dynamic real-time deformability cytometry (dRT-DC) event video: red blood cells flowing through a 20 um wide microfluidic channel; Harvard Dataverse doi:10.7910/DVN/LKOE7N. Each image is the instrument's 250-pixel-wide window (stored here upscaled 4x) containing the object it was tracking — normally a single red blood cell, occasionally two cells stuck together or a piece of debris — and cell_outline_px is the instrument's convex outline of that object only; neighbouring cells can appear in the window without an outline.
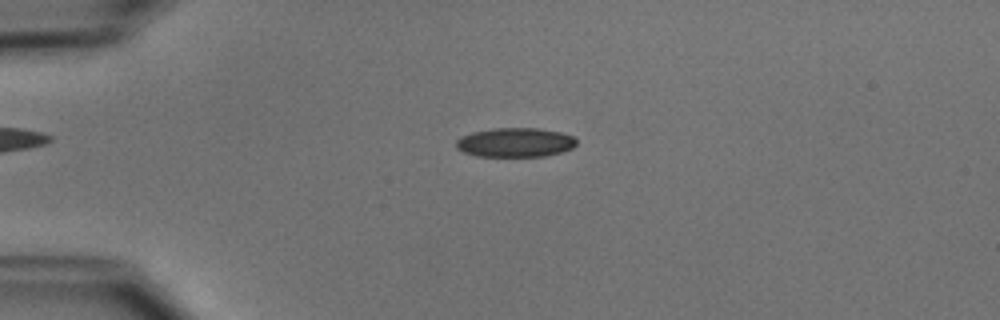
{"species": "common noctule bat (a hibernating species)", "species_latin": "Nyctalus noctula", "temperature_condition": "cold", "stored_images_in_passage": 45, "camera_frame_rate_fps": 3000, "um_per_image_px": 0.085, "animal": {"sex": "male", "body_mass_g": 15.6}, "frame": {"image": 1, "passage_image": 6, "time_ms": 1.667, "image_size_px": [1000, 320], "cell_outline_px": [[576, 144], [572, 148], [548, 156], [476, 156], [464, 152], [456, 148], [456, 140], [460, 136], [472, 132], [492, 128], [540, 128], [560, 132], [572, 136], [576, 140]], "centroid_in_image_um": [43.77, 12.1], "position_along_channel_um": 41.2, "area_um2": 20.58}}
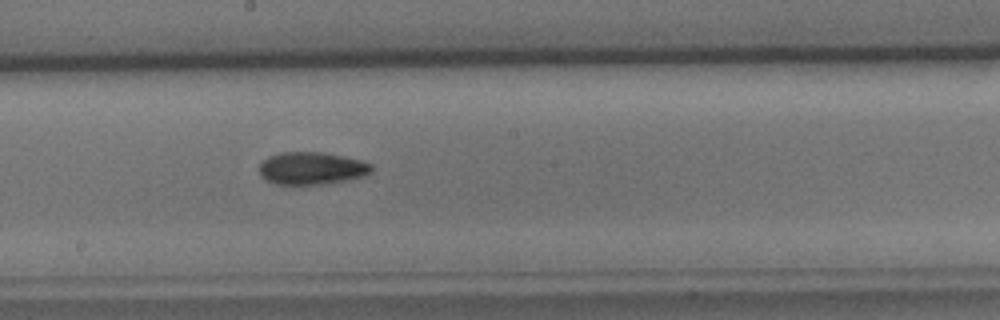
{"frame": {"image": 2, "passage_image": 22, "time_ms": 7.0, "image_size_px": [1000, 320], "cell_outline_px": [[372, 172], [364, 176], [324, 184], [276, 184], [264, 180], [260, 176], [260, 164], [268, 156], [280, 152], [320, 152], [344, 156], [364, 160], [372, 164]], "centroid_in_image_um": [26.5, 14.3], "position_along_channel_um": 221.7, "area_um2": 21.39}}
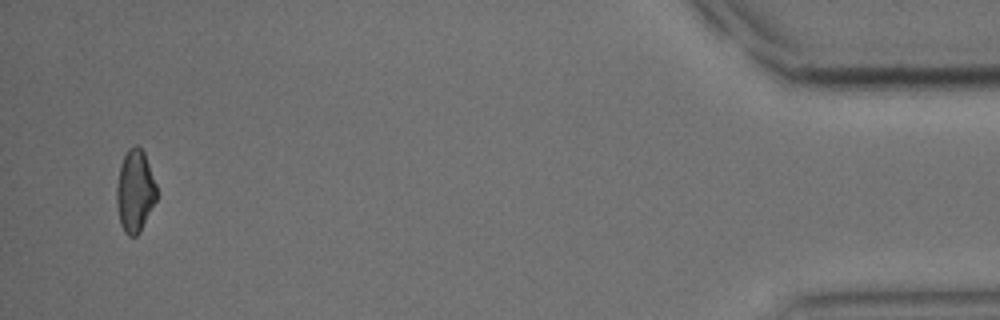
{"frame": {"image": 3, "passage_image": 43, "time_ms": 14.0, "image_size_px": [1000, 320], "cell_outline_px": [[156, 200], [140, 232], [136, 236], [128, 236], [124, 232], [120, 224], [116, 204], [116, 188], [120, 164], [128, 148], [136, 144], [144, 152], [156, 184]], "centroid_in_image_um": [11.45, 16.25], "position_along_channel_um": 423.7, "area_um2": 19.25}, "authors_computed_cell_mechanics": {"area_um2": 20.4612, "velocity_mm_per_s": 3.9492, "shape_relaxation_time_tau1_ms": 9.6571, "shape_relaxation_time_tau2_ms": 8.7221, "deformation_change_tau1": 0.17, "deformation_change_tau2": 0.1714}}